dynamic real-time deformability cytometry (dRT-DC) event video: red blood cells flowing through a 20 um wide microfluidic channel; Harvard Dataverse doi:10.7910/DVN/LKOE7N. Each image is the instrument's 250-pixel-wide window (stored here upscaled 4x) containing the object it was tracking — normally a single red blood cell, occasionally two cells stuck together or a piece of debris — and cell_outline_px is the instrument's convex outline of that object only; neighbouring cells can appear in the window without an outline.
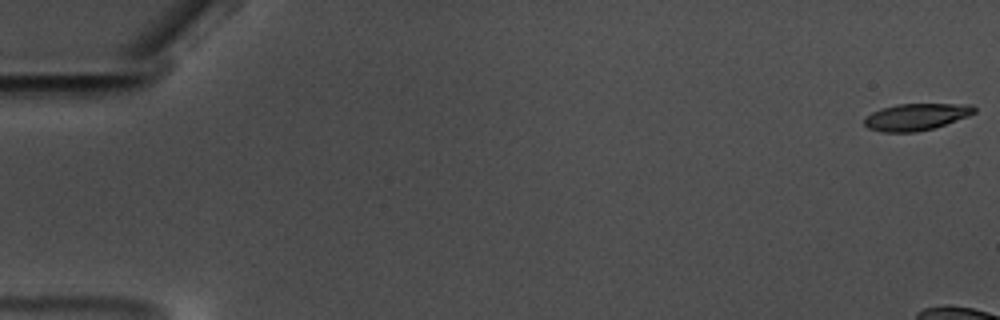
{"species": "common noctule bat (a hibernating species)", "species_latin": "Nyctalus noctula", "temperature_condition": "warm", "stored_images_in_passage": 11, "camera_frame_rate_fps": 3000, "um_per_image_px": 0.085, "animal": {"sex": "male", "body_mass_g": 17.5, "forearm_length_mm": 52.3}, "frame": {"image": 1, "passage_image": 1, "time_ms": 0.0, "image_size_px": [1000, 320], "cell_outline_px": [[976, 112], [968, 116], [932, 128], [916, 132], [880, 132], [868, 128], [864, 124], [864, 120], [872, 112], [880, 108], [896, 104], [972, 104], [976, 108]], "centroid_in_image_um": [77.86, 9.92], "position_along_channel_um": 7.1, "area_um2": 17.11}}